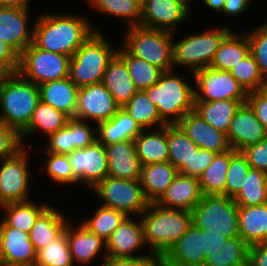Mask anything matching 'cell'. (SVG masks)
<instances>
[{"instance_id":"cell-1","label":"cell","mask_w":267,"mask_h":266,"mask_svg":"<svg viewBox=\"0 0 267 266\" xmlns=\"http://www.w3.org/2000/svg\"><path fill=\"white\" fill-rule=\"evenodd\" d=\"M71 14H41L34 23L33 44L45 51L70 57L96 31L86 17Z\"/></svg>"},{"instance_id":"cell-2","label":"cell","mask_w":267,"mask_h":266,"mask_svg":"<svg viewBox=\"0 0 267 266\" xmlns=\"http://www.w3.org/2000/svg\"><path fill=\"white\" fill-rule=\"evenodd\" d=\"M140 220L150 252L162 258L192 224V212L152 202L140 215Z\"/></svg>"},{"instance_id":"cell-3","label":"cell","mask_w":267,"mask_h":266,"mask_svg":"<svg viewBox=\"0 0 267 266\" xmlns=\"http://www.w3.org/2000/svg\"><path fill=\"white\" fill-rule=\"evenodd\" d=\"M40 101L39 88L19 73L0 77V120L21 134Z\"/></svg>"},{"instance_id":"cell-4","label":"cell","mask_w":267,"mask_h":266,"mask_svg":"<svg viewBox=\"0 0 267 266\" xmlns=\"http://www.w3.org/2000/svg\"><path fill=\"white\" fill-rule=\"evenodd\" d=\"M173 72L164 71L154 85L144 90L167 125L177 124L185 114L194 111L195 105L194 87Z\"/></svg>"},{"instance_id":"cell-5","label":"cell","mask_w":267,"mask_h":266,"mask_svg":"<svg viewBox=\"0 0 267 266\" xmlns=\"http://www.w3.org/2000/svg\"><path fill=\"white\" fill-rule=\"evenodd\" d=\"M98 29L70 59L69 79L78 87L101 83L109 61L117 53Z\"/></svg>"},{"instance_id":"cell-6","label":"cell","mask_w":267,"mask_h":266,"mask_svg":"<svg viewBox=\"0 0 267 266\" xmlns=\"http://www.w3.org/2000/svg\"><path fill=\"white\" fill-rule=\"evenodd\" d=\"M173 33L142 26L127 28L122 47L132 56L143 59L164 71L174 69L172 63Z\"/></svg>"},{"instance_id":"cell-7","label":"cell","mask_w":267,"mask_h":266,"mask_svg":"<svg viewBox=\"0 0 267 266\" xmlns=\"http://www.w3.org/2000/svg\"><path fill=\"white\" fill-rule=\"evenodd\" d=\"M239 206L225 195H203L193 208L192 223L200 230L221 233L229 238L240 237Z\"/></svg>"},{"instance_id":"cell-8","label":"cell","mask_w":267,"mask_h":266,"mask_svg":"<svg viewBox=\"0 0 267 266\" xmlns=\"http://www.w3.org/2000/svg\"><path fill=\"white\" fill-rule=\"evenodd\" d=\"M230 31L229 27H223L220 30L187 35L176 42L173 39L172 63L174 67L186 66L193 76L196 70L210 66L220 43Z\"/></svg>"},{"instance_id":"cell-9","label":"cell","mask_w":267,"mask_h":266,"mask_svg":"<svg viewBox=\"0 0 267 266\" xmlns=\"http://www.w3.org/2000/svg\"><path fill=\"white\" fill-rule=\"evenodd\" d=\"M71 57L49 52L31 43L19 56L18 73L37 86L68 77Z\"/></svg>"},{"instance_id":"cell-10","label":"cell","mask_w":267,"mask_h":266,"mask_svg":"<svg viewBox=\"0 0 267 266\" xmlns=\"http://www.w3.org/2000/svg\"><path fill=\"white\" fill-rule=\"evenodd\" d=\"M92 190L103 200L102 206L121 211L126 216L141 215L150 203L143 193L140 180L107 176Z\"/></svg>"},{"instance_id":"cell-11","label":"cell","mask_w":267,"mask_h":266,"mask_svg":"<svg viewBox=\"0 0 267 266\" xmlns=\"http://www.w3.org/2000/svg\"><path fill=\"white\" fill-rule=\"evenodd\" d=\"M193 77L195 101L247 100L248 98V92L229 71L208 66L196 70Z\"/></svg>"},{"instance_id":"cell-12","label":"cell","mask_w":267,"mask_h":266,"mask_svg":"<svg viewBox=\"0 0 267 266\" xmlns=\"http://www.w3.org/2000/svg\"><path fill=\"white\" fill-rule=\"evenodd\" d=\"M26 147L4 159L0 166V206L29 199L30 170Z\"/></svg>"},{"instance_id":"cell-13","label":"cell","mask_w":267,"mask_h":266,"mask_svg":"<svg viewBox=\"0 0 267 266\" xmlns=\"http://www.w3.org/2000/svg\"><path fill=\"white\" fill-rule=\"evenodd\" d=\"M73 175L78 184L83 183L93 189L108 176V160L105 145L97 139L82 149H75L68 154Z\"/></svg>"},{"instance_id":"cell-14","label":"cell","mask_w":267,"mask_h":266,"mask_svg":"<svg viewBox=\"0 0 267 266\" xmlns=\"http://www.w3.org/2000/svg\"><path fill=\"white\" fill-rule=\"evenodd\" d=\"M120 108L102 82L91 84L79 88L74 118L99 124L111 119Z\"/></svg>"},{"instance_id":"cell-15","label":"cell","mask_w":267,"mask_h":266,"mask_svg":"<svg viewBox=\"0 0 267 266\" xmlns=\"http://www.w3.org/2000/svg\"><path fill=\"white\" fill-rule=\"evenodd\" d=\"M190 11L177 0H141L140 26L174 32L175 25L185 22Z\"/></svg>"},{"instance_id":"cell-16","label":"cell","mask_w":267,"mask_h":266,"mask_svg":"<svg viewBox=\"0 0 267 266\" xmlns=\"http://www.w3.org/2000/svg\"><path fill=\"white\" fill-rule=\"evenodd\" d=\"M37 251L29 233L9 227L0 221V262L10 265L35 266Z\"/></svg>"},{"instance_id":"cell-17","label":"cell","mask_w":267,"mask_h":266,"mask_svg":"<svg viewBox=\"0 0 267 266\" xmlns=\"http://www.w3.org/2000/svg\"><path fill=\"white\" fill-rule=\"evenodd\" d=\"M89 122L69 118L63 128L48 136V148L45 152L68 155L75 149H82L92 144L97 135Z\"/></svg>"},{"instance_id":"cell-18","label":"cell","mask_w":267,"mask_h":266,"mask_svg":"<svg viewBox=\"0 0 267 266\" xmlns=\"http://www.w3.org/2000/svg\"><path fill=\"white\" fill-rule=\"evenodd\" d=\"M177 125L200 149L216 153L232 149L227 134L212 127L195 111L185 114Z\"/></svg>"},{"instance_id":"cell-19","label":"cell","mask_w":267,"mask_h":266,"mask_svg":"<svg viewBox=\"0 0 267 266\" xmlns=\"http://www.w3.org/2000/svg\"><path fill=\"white\" fill-rule=\"evenodd\" d=\"M227 137L231 148L241 152L267 138V133L252 108L244 103L231 120Z\"/></svg>"},{"instance_id":"cell-20","label":"cell","mask_w":267,"mask_h":266,"mask_svg":"<svg viewBox=\"0 0 267 266\" xmlns=\"http://www.w3.org/2000/svg\"><path fill=\"white\" fill-rule=\"evenodd\" d=\"M29 7H0V39L19 56L33 42L27 28Z\"/></svg>"},{"instance_id":"cell-21","label":"cell","mask_w":267,"mask_h":266,"mask_svg":"<svg viewBox=\"0 0 267 266\" xmlns=\"http://www.w3.org/2000/svg\"><path fill=\"white\" fill-rule=\"evenodd\" d=\"M141 220L135 222L130 216L113 231L106 241L103 260L111 258H136L141 255L133 254L145 245Z\"/></svg>"},{"instance_id":"cell-22","label":"cell","mask_w":267,"mask_h":266,"mask_svg":"<svg viewBox=\"0 0 267 266\" xmlns=\"http://www.w3.org/2000/svg\"><path fill=\"white\" fill-rule=\"evenodd\" d=\"M202 230L192 223L161 258V266H204Z\"/></svg>"},{"instance_id":"cell-23","label":"cell","mask_w":267,"mask_h":266,"mask_svg":"<svg viewBox=\"0 0 267 266\" xmlns=\"http://www.w3.org/2000/svg\"><path fill=\"white\" fill-rule=\"evenodd\" d=\"M108 160V176L120 179L140 180L142 164L132 140L105 145Z\"/></svg>"},{"instance_id":"cell-24","label":"cell","mask_w":267,"mask_h":266,"mask_svg":"<svg viewBox=\"0 0 267 266\" xmlns=\"http://www.w3.org/2000/svg\"><path fill=\"white\" fill-rule=\"evenodd\" d=\"M202 196L198 178L179 173L154 203L165 208L192 211Z\"/></svg>"},{"instance_id":"cell-25","label":"cell","mask_w":267,"mask_h":266,"mask_svg":"<svg viewBox=\"0 0 267 266\" xmlns=\"http://www.w3.org/2000/svg\"><path fill=\"white\" fill-rule=\"evenodd\" d=\"M40 101L74 118L79 88L66 77L38 85Z\"/></svg>"},{"instance_id":"cell-26","label":"cell","mask_w":267,"mask_h":266,"mask_svg":"<svg viewBox=\"0 0 267 266\" xmlns=\"http://www.w3.org/2000/svg\"><path fill=\"white\" fill-rule=\"evenodd\" d=\"M77 227L74 229L73 226L67 223L64 229L67 232L73 263L77 261L83 265L90 264L100 254L101 249L106 247V242L97 234L90 232L81 223Z\"/></svg>"},{"instance_id":"cell-27","label":"cell","mask_w":267,"mask_h":266,"mask_svg":"<svg viewBox=\"0 0 267 266\" xmlns=\"http://www.w3.org/2000/svg\"><path fill=\"white\" fill-rule=\"evenodd\" d=\"M102 83L121 108L138 91L134 86L123 59L117 53L109 61Z\"/></svg>"},{"instance_id":"cell-28","label":"cell","mask_w":267,"mask_h":266,"mask_svg":"<svg viewBox=\"0 0 267 266\" xmlns=\"http://www.w3.org/2000/svg\"><path fill=\"white\" fill-rule=\"evenodd\" d=\"M168 161L185 176H192V159L200 149L177 125H167Z\"/></svg>"},{"instance_id":"cell-29","label":"cell","mask_w":267,"mask_h":266,"mask_svg":"<svg viewBox=\"0 0 267 266\" xmlns=\"http://www.w3.org/2000/svg\"><path fill=\"white\" fill-rule=\"evenodd\" d=\"M97 140L103 145L134 139L142 132L136 121L120 108L109 120L97 124Z\"/></svg>"},{"instance_id":"cell-30","label":"cell","mask_w":267,"mask_h":266,"mask_svg":"<svg viewBox=\"0 0 267 266\" xmlns=\"http://www.w3.org/2000/svg\"><path fill=\"white\" fill-rule=\"evenodd\" d=\"M179 171L169 162L142 165L140 184L146 199L155 202L172 184Z\"/></svg>"},{"instance_id":"cell-31","label":"cell","mask_w":267,"mask_h":266,"mask_svg":"<svg viewBox=\"0 0 267 266\" xmlns=\"http://www.w3.org/2000/svg\"><path fill=\"white\" fill-rule=\"evenodd\" d=\"M239 233L249 246L267 242V204L239 207Z\"/></svg>"},{"instance_id":"cell-32","label":"cell","mask_w":267,"mask_h":266,"mask_svg":"<svg viewBox=\"0 0 267 266\" xmlns=\"http://www.w3.org/2000/svg\"><path fill=\"white\" fill-rule=\"evenodd\" d=\"M157 130L149 133L142 130L134 139L136 153L142 165L168 161L167 125Z\"/></svg>"},{"instance_id":"cell-33","label":"cell","mask_w":267,"mask_h":266,"mask_svg":"<svg viewBox=\"0 0 267 266\" xmlns=\"http://www.w3.org/2000/svg\"><path fill=\"white\" fill-rule=\"evenodd\" d=\"M247 100L195 101L194 111L215 129L227 134L231 120Z\"/></svg>"},{"instance_id":"cell-34","label":"cell","mask_w":267,"mask_h":266,"mask_svg":"<svg viewBox=\"0 0 267 266\" xmlns=\"http://www.w3.org/2000/svg\"><path fill=\"white\" fill-rule=\"evenodd\" d=\"M249 54L250 44L247 34L230 31L220 43L210 67L229 71Z\"/></svg>"},{"instance_id":"cell-35","label":"cell","mask_w":267,"mask_h":266,"mask_svg":"<svg viewBox=\"0 0 267 266\" xmlns=\"http://www.w3.org/2000/svg\"><path fill=\"white\" fill-rule=\"evenodd\" d=\"M67 221L62 214L49 206L36 220L29 233V239L36 251L45 247L65 229Z\"/></svg>"},{"instance_id":"cell-36","label":"cell","mask_w":267,"mask_h":266,"mask_svg":"<svg viewBox=\"0 0 267 266\" xmlns=\"http://www.w3.org/2000/svg\"><path fill=\"white\" fill-rule=\"evenodd\" d=\"M231 163V150L217 153L211 164L198 178L203 195H225L226 178Z\"/></svg>"},{"instance_id":"cell-37","label":"cell","mask_w":267,"mask_h":266,"mask_svg":"<svg viewBox=\"0 0 267 266\" xmlns=\"http://www.w3.org/2000/svg\"><path fill=\"white\" fill-rule=\"evenodd\" d=\"M48 204L38 205L33 201L7 203L1 207L5 211L2 219L9 227L30 233L38 217L49 207Z\"/></svg>"},{"instance_id":"cell-38","label":"cell","mask_w":267,"mask_h":266,"mask_svg":"<svg viewBox=\"0 0 267 266\" xmlns=\"http://www.w3.org/2000/svg\"><path fill=\"white\" fill-rule=\"evenodd\" d=\"M68 119L69 117L63 112L39 101L28 127L20 134L22 144H25L24 139L27 135L29 136L31 134L32 136L38 129L48 137L50 134L63 128Z\"/></svg>"},{"instance_id":"cell-39","label":"cell","mask_w":267,"mask_h":266,"mask_svg":"<svg viewBox=\"0 0 267 266\" xmlns=\"http://www.w3.org/2000/svg\"><path fill=\"white\" fill-rule=\"evenodd\" d=\"M249 247L241 237L229 238L205 258L204 266H247Z\"/></svg>"},{"instance_id":"cell-40","label":"cell","mask_w":267,"mask_h":266,"mask_svg":"<svg viewBox=\"0 0 267 266\" xmlns=\"http://www.w3.org/2000/svg\"><path fill=\"white\" fill-rule=\"evenodd\" d=\"M117 54L123 59L135 88L145 90L154 85L163 71L152 64L130 55L123 47L117 49Z\"/></svg>"},{"instance_id":"cell-41","label":"cell","mask_w":267,"mask_h":266,"mask_svg":"<svg viewBox=\"0 0 267 266\" xmlns=\"http://www.w3.org/2000/svg\"><path fill=\"white\" fill-rule=\"evenodd\" d=\"M123 108L142 130L155 125H158L157 128L167 125L159 116L157 106L152 103L144 90L137 91Z\"/></svg>"},{"instance_id":"cell-42","label":"cell","mask_w":267,"mask_h":266,"mask_svg":"<svg viewBox=\"0 0 267 266\" xmlns=\"http://www.w3.org/2000/svg\"><path fill=\"white\" fill-rule=\"evenodd\" d=\"M233 200L239 207L267 204V173L251 168Z\"/></svg>"},{"instance_id":"cell-43","label":"cell","mask_w":267,"mask_h":266,"mask_svg":"<svg viewBox=\"0 0 267 266\" xmlns=\"http://www.w3.org/2000/svg\"><path fill=\"white\" fill-rule=\"evenodd\" d=\"M126 217L121 211L101 205L94 211L93 217L83 220L81 224L106 242Z\"/></svg>"},{"instance_id":"cell-44","label":"cell","mask_w":267,"mask_h":266,"mask_svg":"<svg viewBox=\"0 0 267 266\" xmlns=\"http://www.w3.org/2000/svg\"><path fill=\"white\" fill-rule=\"evenodd\" d=\"M74 265L65 230L45 247L37 251L35 266Z\"/></svg>"},{"instance_id":"cell-45","label":"cell","mask_w":267,"mask_h":266,"mask_svg":"<svg viewBox=\"0 0 267 266\" xmlns=\"http://www.w3.org/2000/svg\"><path fill=\"white\" fill-rule=\"evenodd\" d=\"M94 8L106 15L127 18L128 27L139 26L141 0H88Z\"/></svg>"},{"instance_id":"cell-46","label":"cell","mask_w":267,"mask_h":266,"mask_svg":"<svg viewBox=\"0 0 267 266\" xmlns=\"http://www.w3.org/2000/svg\"><path fill=\"white\" fill-rule=\"evenodd\" d=\"M229 72L249 93L267 87L264 81L258 63L250 53L247 57L234 65Z\"/></svg>"},{"instance_id":"cell-47","label":"cell","mask_w":267,"mask_h":266,"mask_svg":"<svg viewBox=\"0 0 267 266\" xmlns=\"http://www.w3.org/2000/svg\"><path fill=\"white\" fill-rule=\"evenodd\" d=\"M250 169L242 152L231 149V163L226 178L227 197L234 198L240 192Z\"/></svg>"},{"instance_id":"cell-48","label":"cell","mask_w":267,"mask_h":266,"mask_svg":"<svg viewBox=\"0 0 267 266\" xmlns=\"http://www.w3.org/2000/svg\"><path fill=\"white\" fill-rule=\"evenodd\" d=\"M47 153L49 157L48 161L44 163L46 167L45 172L48 173L47 176L53 182L55 181V183L60 185L78 183V179L73 175L68 155Z\"/></svg>"},{"instance_id":"cell-49","label":"cell","mask_w":267,"mask_h":266,"mask_svg":"<svg viewBox=\"0 0 267 266\" xmlns=\"http://www.w3.org/2000/svg\"><path fill=\"white\" fill-rule=\"evenodd\" d=\"M246 34L250 44V53L258 63L261 75L267 83V23Z\"/></svg>"},{"instance_id":"cell-50","label":"cell","mask_w":267,"mask_h":266,"mask_svg":"<svg viewBox=\"0 0 267 266\" xmlns=\"http://www.w3.org/2000/svg\"><path fill=\"white\" fill-rule=\"evenodd\" d=\"M22 148L20 134L0 120V160L14 156Z\"/></svg>"},{"instance_id":"cell-51","label":"cell","mask_w":267,"mask_h":266,"mask_svg":"<svg viewBox=\"0 0 267 266\" xmlns=\"http://www.w3.org/2000/svg\"><path fill=\"white\" fill-rule=\"evenodd\" d=\"M241 152L252 169L267 173V138L244 148Z\"/></svg>"},{"instance_id":"cell-52","label":"cell","mask_w":267,"mask_h":266,"mask_svg":"<svg viewBox=\"0 0 267 266\" xmlns=\"http://www.w3.org/2000/svg\"><path fill=\"white\" fill-rule=\"evenodd\" d=\"M19 55L0 39V77L18 73Z\"/></svg>"},{"instance_id":"cell-53","label":"cell","mask_w":267,"mask_h":266,"mask_svg":"<svg viewBox=\"0 0 267 266\" xmlns=\"http://www.w3.org/2000/svg\"><path fill=\"white\" fill-rule=\"evenodd\" d=\"M246 103L252 108L267 133V87L249 92Z\"/></svg>"},{"instance_id":"cell-54","label":"cell","mask_w":267,"mask_h":266,"mask_svg":"<svg viewBox=\"0 0 267 266\" xmlns=\"http://www.w3.org/2000/svg\"><path fill=\"white\" fill-rule=\"evenodd\" d=\"M102 266H161V258L150 253V256L136 258H111L107 257Z\"/></svg>"},{"instance_id":"cell-55","label":"cell","mask_w":267,"mask_h":266,"mask_svg":"<svg viewBox=\"0 0 267 266\" xmlns=\"http://www.w3.org/2000/svg\"><path fill=\"white\" fill-rule=\"evenodd\" d=\"M217 153L199 149L192 159V176L199 178L203 171L211 164Z\"/></svg>"},{"instance_id":"cell-56","label":"cell","mask_w":267,"mask_h":266,"mask_svg":"<svg viewBox=\"0 0 267 266\" xmlns=\"http://www.w3.org/2000/svg\"><path fill=\"white\" fill-rule=\"evenodd\" d=\"M228 239L229 237L221 233L202 230V250L205 258L210 255L212 251L221 247Z\"/></svg>"},{"instance_id":"cell-57","label":"cell","mask_w":267,"mask_h":266,"mask_svg":"<svg viewBox=\"0 0 267 266\" xmlns=\"http://www.w3.org/2000/svg\"><path fill=\"white\" fill-rule=\"evenodd\" d=\"M247 266H267V242L250 245Z\"/></svg>"},{"instance_id":"cell-58","label":"cell","mask_w":267,"mask_h":266,"mask_svg":"<svg viewBox=\"0 0 267 266\" xmlns=\"http://www.w3.org/2000/svg\"><path fill=\"white\" fill-rule=\"evenodd\" d=\"M254 0H225V5L221 13L229 16L240 15L246 11Z\"/></svg>"},{"instance_id":"cell-59","label":"cell","mask_w":267,"mask_h":266,"mask_svg":"<svg viewBox=\"0 0 267 266\" xmlns=\"http://www.w3.org/2000/svg\"><path fill=\"white\" fill-rule=\"evenodd\" d=\"M30 0H0V7H29Z\"/></svg>"},{"instance_id":"cell-60","label":"cell","mask_w":267,"mask_h":266,"mask_svg":"<svg viewBox=\"0 0 267 266\" xmlns=\"http://www.w3.org/2000/svg\"><path fill=\"white\" fill-rule=\"evenodd\" d=\"M205 4L216 11L222 12L225 5V0H203Z\"/></svg>"},{"instance_id":"cell-61","label":"cell","mask_w":267,"mask_h":266,"mask_svg":"<svg viewBox=\"0 0 267 266\" xmlns=\"http://www.w3.org/2000/svg\"><path fill=\"white\" fill-rule=\"evenodd\" d=\"M177 1H179V2H181L182 4H184L189 10L191 9L190 8V6L188 5V1H190V0H177Z\"/></svg>"},{"instance_id":"cell-62","label":"cell","mask_w":267,"mask_h":266,"mask_svg":"<svg viewBox=\"0 0 267 266\" xmlns=\"http://www.w3.org/2000/svg\"><path fill=\"white\" fill-rule=\"evenodd\" d=\"M0 266H22V265H10V264H5L3 262H0Z\"/></svg>"}]
</instances>
